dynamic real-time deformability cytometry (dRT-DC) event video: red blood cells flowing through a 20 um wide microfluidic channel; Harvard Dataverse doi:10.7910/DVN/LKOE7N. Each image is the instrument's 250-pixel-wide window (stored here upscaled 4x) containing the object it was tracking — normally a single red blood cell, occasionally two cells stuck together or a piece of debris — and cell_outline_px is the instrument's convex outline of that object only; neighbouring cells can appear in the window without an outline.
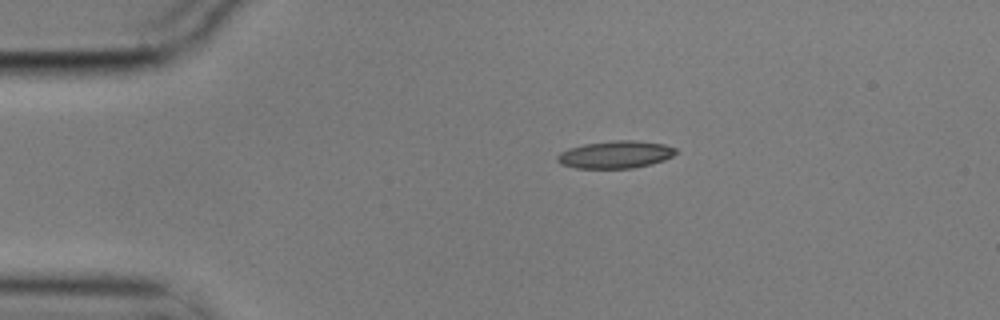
{"species": "common noctule bat (a hibernating species)", "species_latin": "Nyctalus noctula", "temperature_condition": "cold", "stored_images_in_passage": 4, "camera_frame_rate_fps": 3000, "um_per_image_px": 0.085, "animal": {"sex": "male", "body_mass_g": 17.9}, "frame": {"image": 1, "passage_image": 1, "time_ms": 0.0, "image_size_px": [1000, 320], "cell_outline_px": [[680, 152], [664, 160], [652, 164], [632, 168], [576, 168], [560, 164], [556, 160], [556, 156], [560, 152], [568, 148], [584, 144], [612, 140], [632, 140], [664, 144], [676, 148]], "centroid_in_image_um": [52.32, 13.13], "position_along_channel_um": 32.7, "area_um2": 19.13}}
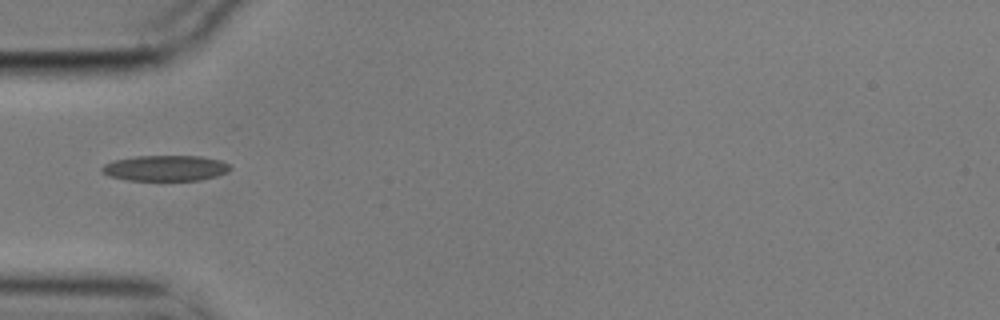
{"frame": {"image": 2, "passage_image": 3, "time_ms": 0.667, "image_size_px": [1000, 320], "cell_outline_px": [[232, 168], [228, 172], [216, 176], [200, 180], [128, 180], [108, 176], [100, 172], [100, 168], [104, 164], [112, 160], [136, 156], [200, 156], [220, 160], [228, 164]], "centroid_in_image_um": [14.02, 14.29], "position_along_channel_um": 71.0, "area_um2": 19.31}}
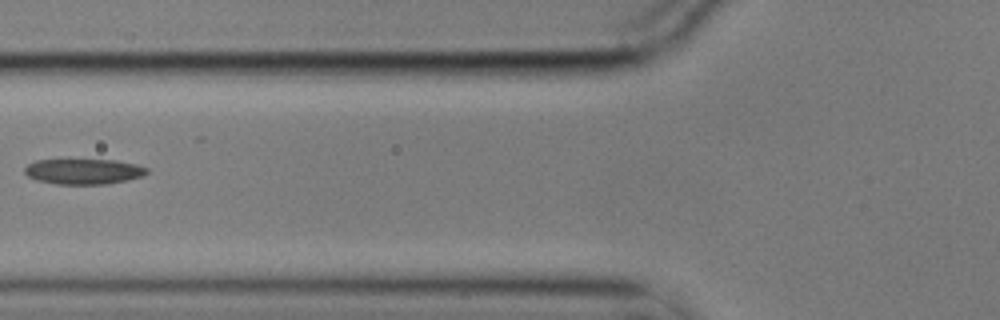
{"frame": {"image": 3, "passage_image": 4, "time_ms": 1.0, "image_size_px": [1000, 320], "cell_outline_px": [[148, 172], [144, 176], [128, 180], [108, 184], [56, 184], [36, 180], [28, 176], [24, 172], [24, 168], [28, 164], [36, 160], [68, 156], [116, 160], [136, 164], [148, 168]], "centroid_in_image_um": [7.07, 14.51], "position_along_channel_um": 118.7, "area_um2": 19.36}}